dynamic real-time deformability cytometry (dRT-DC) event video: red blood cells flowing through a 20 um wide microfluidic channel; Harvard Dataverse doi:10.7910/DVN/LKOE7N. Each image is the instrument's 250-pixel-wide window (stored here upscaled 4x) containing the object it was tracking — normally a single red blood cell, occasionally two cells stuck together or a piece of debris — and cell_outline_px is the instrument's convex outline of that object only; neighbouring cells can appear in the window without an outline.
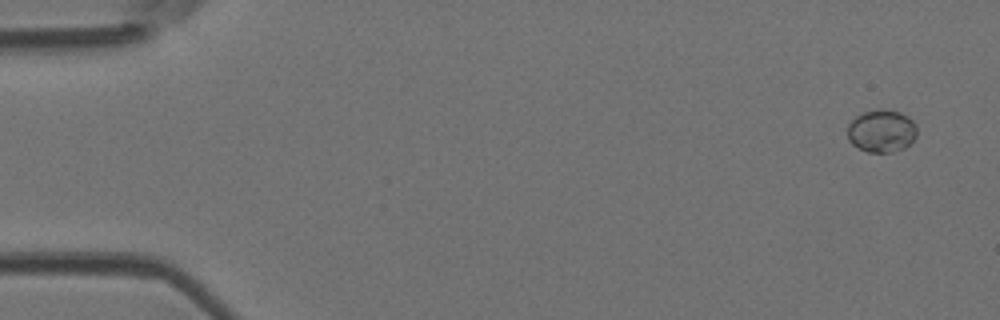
{"species": "Egyptian fruit bat (a non-hibernating species)", "species_latin": "Rousettus aegyptiacus", "temperature_condition": "room temperature", "stored_images_in_passage": 6, "camera_frame_rate_fps": 3000, "um_per_image_px": 0.085, "animal": {"sex": "female"}, "frame": {"image": 1, "passage_image": 1, "time_ms": 0.0, "image_size_px": [1000, 320], "cell_outline_px": [[916, 136], [904, 148], [892, 152], [868, 152], [852, 144], [848, 140], [848, 124], [856, 116], [864, 112], [880, 108], [884, 108], [900, 112], [908, 116], [916, 124]], "centroid_in_image_um": [74.93, 11.11], "position_along_channel_um": 10.1, "area_um2": 17.28}}
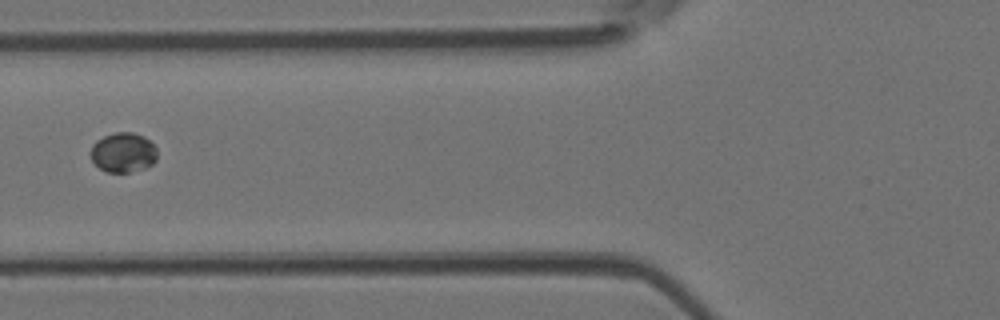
{"frame": {"image": 2, "passage_image": 5, "time_ms": 1.333, "image_size_px": [1000, 320], "cell_outline_px": [[156, 160], [152, 164], [144, 168], [128, 172], [108, 172], [100, 168], [92, 160], [92, 144], [96, 140], [104, 136], [116, 132], [132, 132], [144, 136], [156, 148]], "centroid_in_image_um": [10.48, 12.95], "position_along_channel_um": 115.3, "area_um2": 15.2}}
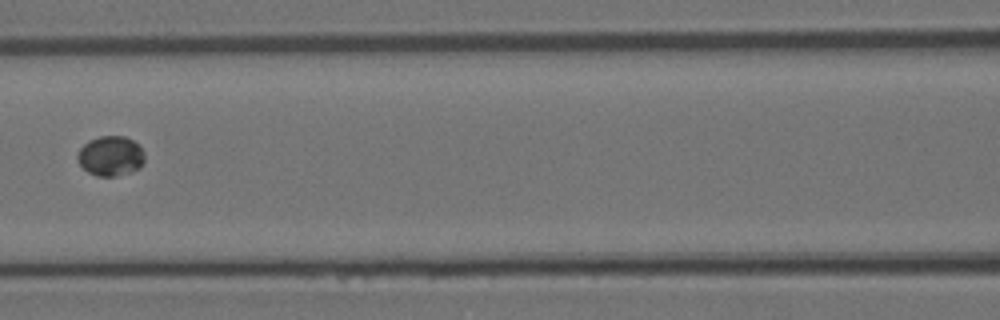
{"frame": {"image": 3, "passage_image": 6, "time_ms": 1.667, "image_size_px": [1000, 320], "cell_outline_px": [[144, 160], [140, 168], [132, 172], [116, 176], [96, 176], [88, 172], [80, 164], [76, 156], [80, 148], [88, 140], [100, 136], [124, 136], [140, 144], [144, 152]], "centroid_in_image_um": [9.42, 13.25], "position_along_channel_um": 157.2, "area_um2": 15.78}}